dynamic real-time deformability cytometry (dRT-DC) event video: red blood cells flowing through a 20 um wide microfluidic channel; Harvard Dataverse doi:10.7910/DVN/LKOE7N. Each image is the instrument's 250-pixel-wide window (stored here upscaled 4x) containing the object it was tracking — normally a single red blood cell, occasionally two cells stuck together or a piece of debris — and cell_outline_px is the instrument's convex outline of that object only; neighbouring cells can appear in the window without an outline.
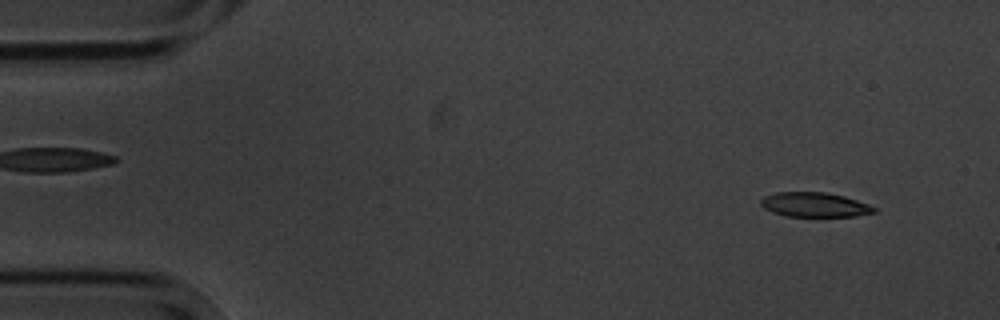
{"species": "common noctule bat (a hibernating species)", "species_latin": "Nyctalus noctula", "temperature_condition": "cold", "stored_images_in_passage": 4, "camera_frame_rate_fps": 3000, "um_per_image_px": 0.085, "animal": {"sex": "male", "body_mass_g": 20.1, "forearm_length_mm": 53.5}, "frame": {"image": 1, "passage_image": 1, "time_ms": 0.0, "image_size_px": [1000, 320], "cell_outline_px": [[876, 212], [856, 216], [788, 216], [772, 212], [764, 208], [760, 204], [760, 200], [764, 196], [776, 192], [828, 192], [844, 196], [868, 204], [876, 208]], "centroid_in_image_um": [69.23, 17.39], "position_along_channel_um": 15.8, "area_um2": 16.18}}
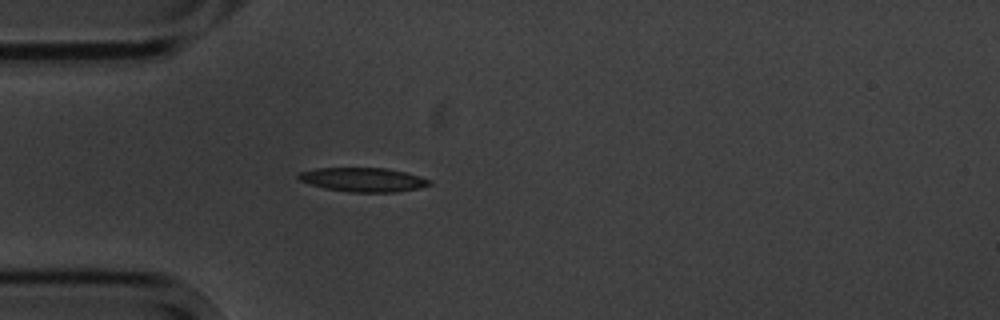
{"frame": {"image": 2, "passage_image": 4, "time_ms": 3.667, "image_size_px": [1000, 320], "cell_outline_px": [[432, 184], [420, 188], [396, 192], [348, 192], [324, 188], [308, 184], [300, 180], [296, 176], [300, 172], [316, 168], [388, 168], [420, 176], [432, 180]], "centroid_in_image_um": [30.88, 15.27], "position_along_channel_um": 54.1, "area_um2": 18.5}}